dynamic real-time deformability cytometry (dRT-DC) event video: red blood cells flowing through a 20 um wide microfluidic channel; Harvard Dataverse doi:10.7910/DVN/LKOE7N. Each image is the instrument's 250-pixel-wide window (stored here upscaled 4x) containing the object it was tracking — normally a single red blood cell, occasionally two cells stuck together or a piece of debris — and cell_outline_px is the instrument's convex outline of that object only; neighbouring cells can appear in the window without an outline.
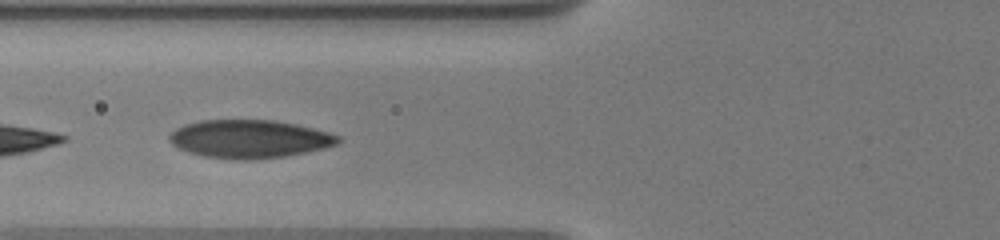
{"species": "human", "species_latin": "Homo sapiens", "temperature_condition": "warm", "stored_images_in_passage": 6, "camera_frame_rate_fps": 3000, "um_per_image_px": 0.085, "donor": {"sex": "male"}, "frame": {"image": 1, "passage_image": 5, "time_ms": 2.333, "image_size_px": [1000, 240], "cell_outline_px": [[340, 140], [336, 144], [304, 152], [284, 156], [248, 160], [236, 160], [204, 156], [188, 152], [172, 144], [168, 140], [168, 136], [176, 128], [184, 124], [200, 120], [272, 120], [296, 124], [328, 132], [340, 136]], "centroid_in_image_um": [21.15, 11.8], "position_along_channel_um": 104.7, "area_um2": 37.28}}